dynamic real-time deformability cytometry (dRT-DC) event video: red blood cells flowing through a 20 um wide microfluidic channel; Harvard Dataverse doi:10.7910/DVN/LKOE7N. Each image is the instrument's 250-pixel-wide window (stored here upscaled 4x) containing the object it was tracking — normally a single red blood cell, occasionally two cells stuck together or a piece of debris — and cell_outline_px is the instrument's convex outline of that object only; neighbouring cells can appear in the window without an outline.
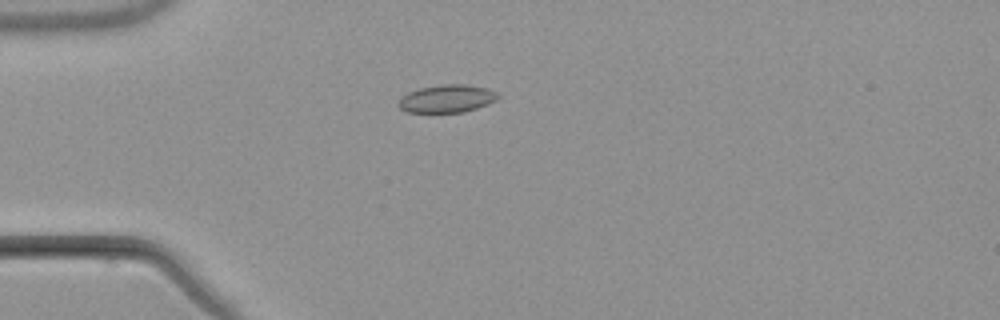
{"species": "common noctule bat (a hibernating species)", "species_latin": "Nyctalus noctula", "temperature_condition": "warm", "stored_images_in_passage": 6, "camera_frame_rate_fps": 3000, "um_per_image_px": 0.085, "animal": {"sex": "male", "body_mass_g": 21.5, "forearm_length_mm": 52.0}, "frame": {"image": 1, "passage_image": 4, "time_ms": 4.333, "image_size_px": [1000, 320], "cell_outline_px": [[500, 96], [496, 100], [488, 104], [464, 112], [408, 112], [400, 108], [396, 104], [408, 92], [420, 88], [440, 84], [464, 84], [488, 88], [496, 92]], "centroid_in_image_um": [38.01, 8.38], "position_along_channel_um": 47.0, "area_um2": 16.07}}
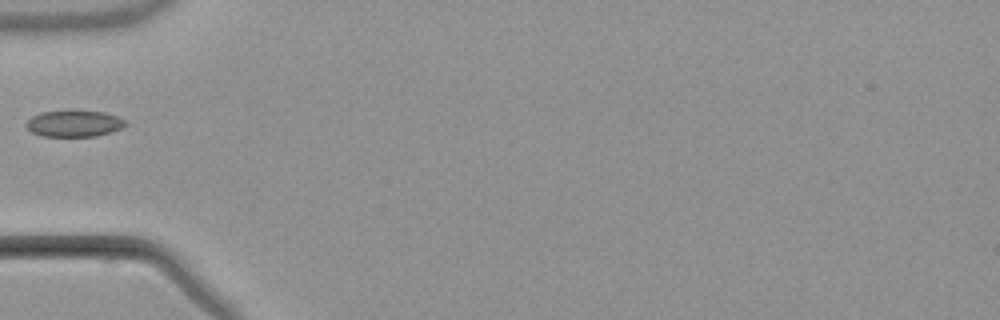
{"frame": {"image": 2, "passage_image": 5, "time_ms": 5.667, "image_size_px": [1000, 320], "cell_outline_px": [[128, 124], [112, 132], [96, 136], [44, 136], [32, 132], [24, 124], [32, 116], [40, 112], [104, 112], [116, 116], [124, 120]], "centroid_in_image_um": [6.3, 10.52], "position_along_channel_um": 78.7, "area_um2": 14.85}}
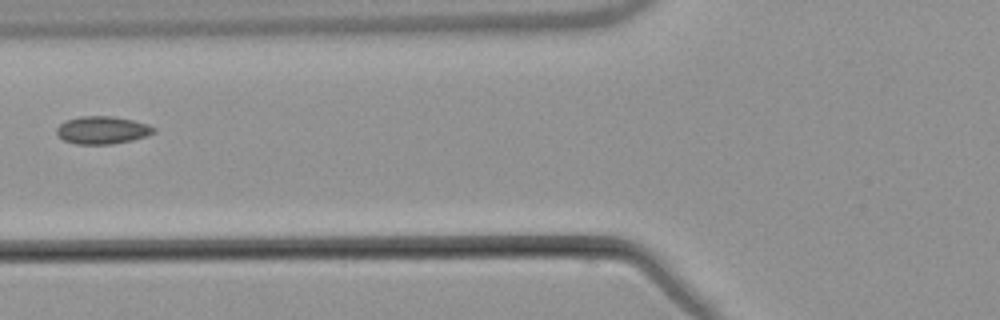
{"frame": {"image": 3, "passage_image": 6, "time_ms": 6.667, "image_size_px": [1000, 320], "cell_outline_px": [[156, 132], [132, 140], [112, 144], [76, 144], [64, 140], [56, 132], [56, 128], [64, 120], [80, 116], [112, 116], [132, 120], [148, 124], [156, 128]], "centroid_in_image_um": [8.69, 11.05], "position_along_channel_um": 117.1, "area_um2": 15.66}}